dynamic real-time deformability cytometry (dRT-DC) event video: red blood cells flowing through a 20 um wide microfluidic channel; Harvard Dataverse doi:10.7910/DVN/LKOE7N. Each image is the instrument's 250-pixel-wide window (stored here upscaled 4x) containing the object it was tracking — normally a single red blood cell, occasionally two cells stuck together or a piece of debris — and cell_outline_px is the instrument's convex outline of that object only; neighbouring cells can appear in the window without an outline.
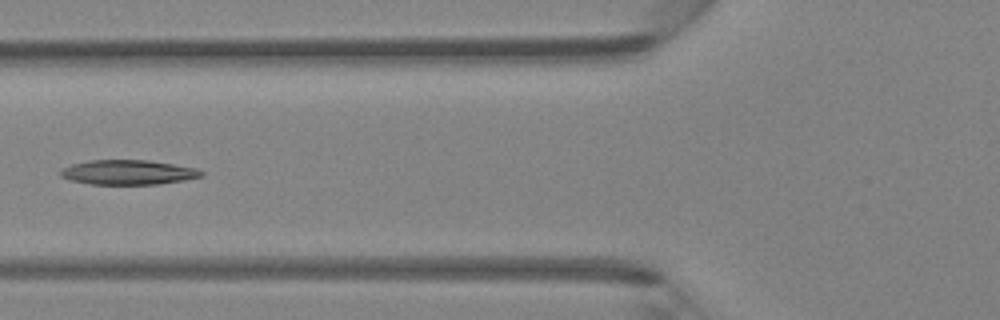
{"species": "Egyptian fruit bat (a non-hibernating species)", "species_latin": "Rousettus aegyptiacus", "temperature_condition": "room temperature", "stored_images_in_passage": 19, "camera_frame_rate_fps": 3000, "um_per_image_px": 0.085, "animal": {"sex": "female"}, "frame": {"image": 1, "passage_image": 6, "time_ms": 1.667, "image_size_px": [1000, 320], "cell_outline_px": [[204, 176], [184, 180], [160, 184], [92, 184], [72, 180], [60, 176], [60, 168], [72, 164], [88, 160], [148, 160], [196, 168], [204, 172]], "centroid_in_image_um": [10.89, 14.64], "position_along_channel_um": 114.9, "area_um2": 20.23}}